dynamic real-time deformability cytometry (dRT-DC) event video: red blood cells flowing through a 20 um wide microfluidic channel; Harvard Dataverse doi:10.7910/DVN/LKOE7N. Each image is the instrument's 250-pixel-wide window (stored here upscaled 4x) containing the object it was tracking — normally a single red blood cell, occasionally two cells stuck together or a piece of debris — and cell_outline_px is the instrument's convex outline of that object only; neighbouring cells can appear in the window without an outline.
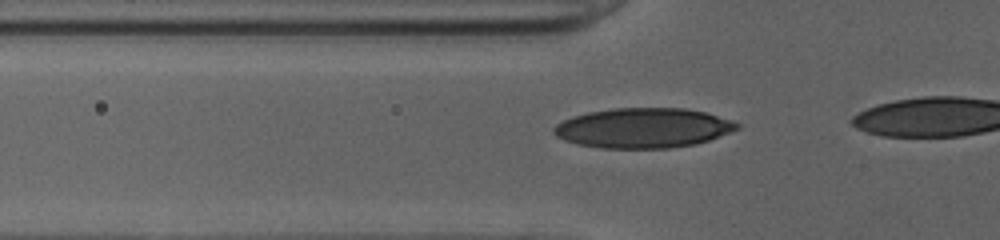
{"species": "human", "species_latin": "Homo sapiens", "temperature_condition": "cold", "stored_images_in_passage": 14, "camera_frame_rate_fps": 3000, "um_per_image_px": 0.085, "donor": {"sex": "female"}, "frame": {"image": 1, "passage_image": 8, "time_ms": 2.333, "image_size_px": [1000, 240], "cell_outline_px": [[740, 128], [708, 140], [696, 144], [668, 148], [604, 148], [576, 144], [564, 140], [556, 136], [552, 132], [552, 128], [556, 124], [572, 116], [588, 112], [612, 108], [684, 108], [704, 112], [732, 120], [740, 124]], "centroid_in_image_um": [54.64, 10.87], "position_along_channel_um": 71.2, "area_um2": 42.6}}
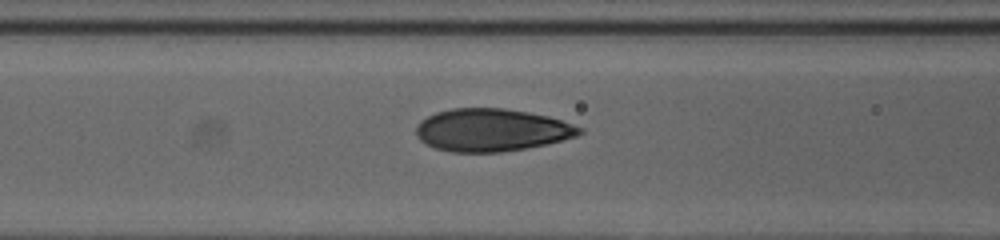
{"frame": {"image": 2, "passage_image": 12, "time_ms": 3.667, "image_size_px": [1000, 240], "cell_outline_px": [[584, 132], [576, 136], [548, 144], [528, 148], [500, 152], [452, 152], [436, 148], [420, 140], [416, 136], [416, 124], [420, 120], [436, 112], [452, 108], [504, 108], [528, 112], [548, 116], [584, 128]], "centroid_in_image_um": [41.79, 11.05], "position_along_channel_um": 124.8, "area_um2": 40.69}}